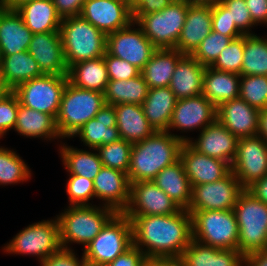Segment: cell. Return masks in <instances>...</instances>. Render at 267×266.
<instances>
[{
  "instance_id": "1",
  "label": "cell",
  "mask_w": 267,
  "mask_h": 266,
  "mask_svg": "<svg viewBox=\"0 0 267 266\" xmlns=\"http://www.w3.org/2000/svg\"><path fill=\"white\" fill-rule=\"evenodd\" d=\"M130 221L133 245L146 257L180 259L193 239L191 214L185 209L170 215L135 216Z\"/></svg>"
},
{
  "instance_id": "2",
  "label": "cell",
  "mask_w": 267,
  "mask_h": 266,
  "mask_svg": "<svg viewBox=\"0 0 267 266\" xmlns=\"http://www.w3.org/2000/svg\"><path fill=\"white\" fill-rule=\"evenodd\" d=\"M189 137L168 131H156L143 141L132 145L128 178L131 183L152 181L165 167L180 160V151Z\"/></svg>"
},
{
  "instance_id": "3",
  "label": "cell",
  "mask_w": 267,
  "mask_h": 266,
  "mask_svg": "<svg viewBox=\"0 0 267 266\" xmlns=\"http://www.w3.org/2000/svg\"><path fill=\"white\" fill-rule=\"evenodd\" d=\"M115 214L113 209L103 205L68 206L57 215L62 248L71 249L68 247L70 243L81 244L85 248Z\"/></svg>"
},
{
  "instance_id": "4",
  "label": "cell",
  "mask_w": 267,
  "mask_h": 266,
  "mask_svg": "<svg viewBox=\"0 0 267 266\" xmlns=\"http://www.w3.org/2000/svg\"><path fill=\"white\" fill-rule=\"evenodd\" d=\"M59 32L68 68L106 53L107 35L80 15L62 19Z\"/></svg>"
},
{
  "instance_id": "5",
  "label": "cell",
  "mask_w": 267,
  "mask_h": 266,
  "mask_svg": "<svg viewBox=\"0 0 267 266\" xmlns=\"http://www.w3.org/2000/svg\"><path fill=\"white\" fill-rule=\"evenodd\" d=\"M104 93L76 87L69 81L62 95L56 125L61 139L73 138L105 105Z\"/></svg>"
},
{
  "instance_id": "6",
  "label": "cell",
  "mask_w": 267,
  "mask_h": 266,
  "mask_svg": "<svg viewBox=\"0 0 267 266\" xmlns=\"http://www.w3.org/2000/svg\"><path fill=\"white\" fill-rule=\"evenodd\" d=\"M233 211L239 227L237 250L246 256L267 249V204L244 189Z\"/></svg>"
},
{
  "instance_id": "7",
  "label": "cell",
  "mask_w": 267,
  "mask_h": 266,
  "mask_svg": "<svg viewBox=\"0 0 267 266\" xmlns=\"http://www.w3.org/2000/svg\"><path fill=\"white\" fill-rule=\"evenodd\" d=\"M187 211L194 240L218 249L237 250L239 227L233 209Z\"/></svg>"
},
{
  "instance_id": "8",
  "label": "cell",
  "mask_w": 267,
  "mask_h": 266,
  "mask_svg": "<svg viewBox=\"0 0 267 266\" xmlns=\"http://www.w3.org/2000/svg\"><path fill=\"white\" fill-rule=\"evenodd\" d=\"M132 246L131 221L123 213H116L82 254L87 266H106Z\"/></svg>"
},
{
  "instance_id": "9",
  "label": "cell",
  "mask_w": 267,
  "mask_h": 266,
  "mask_svg": "<svg viewBox=\"0 0 267 266\" xmlns=\"http://www.w3.org/2000/svg\"><path fill=\"white\" fill-rule=\"evenodd\" d=\"M189 5L173 0L163 10L143 15L136 23L157 49L175 48Z\"/></svg>"
},
{
  "instance_id": "10",
  "label": "cell",
  "mask_w": 267,
  "mask_h": 266,
  "mask_svg": "<svg viewBox=\"0 0 267 266\" xmlns=\"http://www.w3.org/2000/svg\"><path fill=\"white\" fill-rule=\"evenodd\" d=\"M67 82V75L43 74L19 84L12 91L20 105L47 113L56 119Z\"/></svg>"
},
{
  "instance_id": "11",
  "label": "cell",
  "mask_w": 267,
  "mask_h": 266,
  "mask_svg": "<svg viewBox=\"0 0 267 266\" xmlns=\"http://www.w3.org/2000/svg\"><path fill=\"white\" fill-rule=\"evenodd\" d=\"M3 248L10 254L36 255L42 262L62 248L57 217L25 227Z\"/></svg>"
},
{
  "instance_id": "12",
  "label": "cell",
  "mask_w": 267,
  "mask_h": 266,
  "mask_svg": "<svg viewBox=\"0 0 267 266\" xmlns=\"http://www.w3.org/2000/svg\"><path fill=\"white\" fill-rule=\"evenodd\" d=\"M135 25L139 28L135 29ZM156 49L145 36L142 28L134 21L125 28L107 34L106 37L108 54L125 60L140 70L150 60Z\"/></svg>"
},
{
  "instance_id": "13",
  "label": "cell",
  "mask_w": 267,
  "mask_h": 266,
  "mask_svg": "<svg viewBox=\"0 0 267 266\" xmlns=\"http://www.w3.org/2000/svg\"><path fill=\"white\" fill-rule=\"evenodd\" d=\"M230 168L247 189L267 174V143L259 136L240 138Z\"/></svg>"
},
{
  "instance_id": "14",
  "label": "cell",
  "mask_w": 267,
  "mask_h": 266,
  "mask_svg": "<svg viewBox=\"0 0 267 266\" xmlns=\"http://www.w3.org/2000/svg\"><path fill=\"white\" fill-rule=\"evenodd\" d=\"M244 190L239 180L230 171L224 178L192 186V195L187 210H231Z\"/></svg>"
},
{
  "instance_id": "15",
  "label": "cell",
  "mask_w": 267,
  "mask_h": 266,
  "mask_svg": "<svg viewBox=\"0 0 267 266\" xmlns=\"http://www.w3.org/2000/svg\"><path fill=\"white\" fill-rule=\"evenodd\" d=\"M177 204L153 181L130 184L129 203L123 214L130 220L143 215H170L178 212Z\"/></svg>"
},
{
  "instance_id": "16",
  "label": "cell",
  "mask_w": 267,
  "mask_h": 266,
  "mask_svg": "<svg viewBox=\"0 0 267 266\" xmlns=\"http://www.w3.org/2000/svg\"><path fill=\"white\" fill-rule=\"evenodd\" d=\"M80 16L106 35L133 22L132 8L122 0H88Z\"/></svg>"
},
{
  "instance_id": "17",
  "label": "cell",
  "mask_w": 267,
  "mask_h": 266,
  "mask_svg": "<svg viewBox=\"0 0 267 266\" xmlns=\"http://www.w3.org/2000/svg\"><path fill=\"white\" fill-rule=\"evenodd\" d=\"M217 108L203 95L178 99L169 123L170 130H203L216 120Z\"/></svg>"
},
{
  "instance_id": "18",
  "label": "cell",
  "mask_w": 267,
  "mask_h": 266,
  "mask_svg": "<svg viewBox=\"0 0 267 266\" xmlns=\"http://www.w3.org/2000/svg\"><path fill=\"white\" fill-rule=\"evenodd\" d=\"M180 161L191 186L218 181L231 171L227 162L198 152L188 142L181 147Z\"/></svg>"
},
{
  "instance_id": "19",
  "label": "cell",
  "mask_w": 267,
  "mask_h": 266,
  "mask_svg": "<svg viewBox=\"0 0 267 266\" xmlns=\"http://www.w3.org/2000/svg\"><path fill=\"white\" fill-rule=\"evenodd\" d=\"M28 52L38 63L43 74H68L59 31L33 34Z\"/></svg>"
},
{
  "instance_id": "20",
  "label": "cell",
  "mask_w": 267,
  "mask_h": 266,
  "mask_svg": "<svg viewBox=\"0 0 267 266\" xmlns=\"http://www.w3.org/2000/svg\"><path fill=\"white\" fill-rule=\"evenodd\" d=\"M216 119L238 139L257 136L259 110L240 97L221 103Z\"/></svg>"
},
{
  "instance_id": "21",
  "label": "cell",
  "mask_w": 267,
  "mask_h": 266,
  "mask_svg": "<svg viewBox=\"0 0 267 266\" xmlns=\"http://www.w3.org/2000/svg\"><path fill=\"white\" fill-rule=\"evenodd\" d=\"M95 198L102 200L103 206L123 213L129 203L130 181L128 174L102 166L94 181Z\"/></svg>"
},
{
  "instance_id": "22",
  "label": "cell",
  "mask_w": 267,
  "mask_h": 266,
  "mask_svg": "<svg viewBox=\"0 0 267 266\" xmlns=\"http://www.w3.org/2000/svg\"><path fill=\"white\" fill-rule=\"evenodd\" d=\"M195 141L188 143L198 152L209 157L224 160L231 165L237 149L238 138L225 128L217 119L203 130Z\"/></svg>"
},
{
  "instance_id": "23",
  "label": "cell",
  "mask_w": 267,
  "mask_h": 266,
  "mask_svg": "<svg viewBox=\"0 0 267 266\" xmlns=\"http://www.w3.org/2000/svg\"><path fill=\"white\" fill-rule=\"evenodd\" d=\"M212 31V6L189 5L175 49L191 55Z\"/></svg>"
},
{
  "instance_id": "24",
  "label": "cell",
  "mask_w": 267,
  "mask_h": 266,
  "mask_svg": "<svg viewBox=\"0 0 267 266\" xmlns=\"http://www.w3.org/2000/svg\"><path fill=\"white\" fill-rule=\"evenodd\" d=\"M116 124L115 106L105 104L74 136L79 137L89 148L96 149L98 146L121 139Z\"/></svg>"
},
{
  "instance_id": "25",
  "label": "cell",
  "mask_w": 267,
  "mask_h": 266,
  "mask_svg": "<svg viewBox=\"0 0 267 266\" xmlns=\"http://www.w3.org/2000/svg\"><path fill=\"white\" fill-rule=\"evenodd\" d=\"M32 35L15 9L0 6V55L28 50Z\"/></svg>"
},
{
  "instance_id": "26",
  "label": "cell",
  "mask_w": 267,
  "mask_h": 266,
  "mask_svg": "<svg viewBox=\"0 0 267 266\" xmlns=\"http://www.w3.org/2000/svg\"><path fill=\"white\" fill-rule=\"evenodd\" d=\"M180 262L181 266H243L244 256L238 250L218 249L192 239Z\"/></svg>"
},
{
  "instance_id": "27",
  "label": "cell",
  "mask_w": 267,
  "mask_h": 266,
  "mask_svg": "<svg viewBox=\"0 0 267 266\" xmlns=\"http://www.w3.org/2000/svg\"><path fill=\"white\" fill-rule=\"evenodd\" d=\"M205 68L191 55H184L178 61L169 85L177 99L202 94Z\"/></svg>"
},
{
  "instance_id": "28",
  "label": "cell",
  "mask_w": 267,
  "mask_h": 266,
  "mask_svg": "<svg viewBox=\"0 0 267 266\" xmlns=\"http://www.w3.org/2000/svg\"><path fill=\"white\" fill-rule=\"evenodd\" d=\"M115 111L116 127L121 139L134 144L156 132L148 122L142 105L130 103L115 105Z\"/></svg>"
},
{
  "instance_id": "29",
  "label": "cell",
  "mask_w": 267,
  "mask_h": 266,
  "mask_svg": "<svg viewBox=\"0 0 267 266\" xmlns=\"http://www.w3.org/2000/svg\"><path fill=\"white\" fill-rule=\"evenodd\" d=\"M15 10L33 34L60 29L62 19L52 0H29L17 6Z\"/></svg>"
},
{
  "instance_id": "30",
  "label": "cell",
  "mask_w": 267,
  "mask_h": 266,
  "mask_svg": "<svg viewBox=\"0 0 267 266\" xmlns=\"http://www.w3.org/2000/svg\"><path fill=\"white\" fill-rule=\"evenodd\" d=\"M43 75L28 50L0 55V80L12 91L19 84Z\"/></svg>"
},
{
  "instance_id": "31",
  "label": "cell",
  "mask_w": 267,
  "mask_h": 266,
  "mask_svg": "<svg viewBox=\"0 0 267 266\" xmlns=\"http://www.w3.org/2000/svg\"><path fill=\"white\" fill-rule=\"evenodd\" d=\"M152 181L161 188L180 209L187 210L189 208L192 186L184 171L183 163L180 160L162 169Z\"/></svg>"
},
{
  "instance_id": "32",
  "label": "cell",
  "mask_w": 267,
  "mask_h": 266,
  "mask_svg": "<svg viewBox=\"0 0 267 266\" xmlns=\"http://www.w3.org/2000/svg\"><path fill=\"white\" fill-rule=\"evenodd\" d=\"M240 77L236 73L206 66L202 94L217 108L221 103L239 97Z\"/></svg>"
},
{
  "instance_id": "33",
  "label": "cell",
  "mask_w": 267,
  "mask_h": 266,
  "mask_svg": "<svg viewBox=\"0 0 267 266\" xmlns=\"http://www.w3.org/2000/svg\"><path fill=\"white\" fill-rule=\"evenodd\" d=\"M177 100L169 86L149 88L142 108L148 122L156 131L168 130Z\"/></svg>"
},
{
  "instance_id": "34",
  "label": "cell",
  "mask_w": 267,
  "mask_h": 266,
  "mask_svg": "<svg viewBox=\"0 0 267 266\" xmlns=\"http://www.w3.org/2000/svg\"><path fill=\"white\" fill-rule=\"evenodd\" d=\"M183 56L175 48L156 49L140 72L149 88L169 86L175 67Z\"/></svg>"
},
{
  "instance_id": "35",
  "label": "cell",
  "mask_w": 267,
  "mask_h": 266,
  "mask_svg": "<svg viewBox=\"0 0 267 266\" xmlns=\"http://www.w3.org/2000/svg\"><path fill=\"white\" fill-rule=\"evenodd\" d=\"M14 131L25 137H40L41 139L61 138L56 119L47 113H42L19 104Z\"/></svg>"
},
{
  "instance_id": "36",
  "label": "cell",
  "mask_w": 267,
  "mask_h": 266,
  "mask_svg": "<svg viewBox=\"0 0 267 266\" xmlns=\"http://www.w3.org/2000/svg\"><path fill=\"white\" fill-rule=\"evenodd\" d=\"M67 76L68 81L76 87L102 93L109 82L104 56L70 66Z\"/></svg>"
},
{
  "instance_id": "37",
  "label": "cell",
  "mask_w": 267,
  "mask_h": 266,
  "mask_svg": "<svg viewBox=\"0 0 267 266\" xmlns=\"http://www.w3.org/2000/svg\"><path fill=\"white\" fill-rule=\"evenodd\" d=\"M148 91L149 86L141 74L128 80H109L104 91L105 103L142 105Z\"/></svg>"
},
{
  "instance_id": "38",
  "label": "cell",
  "mask_w": 267,
  "mask_h": 266,
  "mask_svg": "<svg viewBox=\"0 0 267 266\" xmlns=\"http://www.w3.org/2000/svg\"><path fill=\"white\" fill-rule=\"evenodd\" d=\"M64 145L65 143L59 146L64 169L69 175H79L94 181L103 166L98 153Z\"/></svg>"
},
{
  "instance_id": "39",
  "label": "cell",
  "mask_w": 267,
  "mask_h": 266,
  "mask_svg": "<svg viewBox=\"0 0 267 266\" xmlns=\"http://www.w3.org/2000/svg\"><path fill=\"white\" fill-rule=\"evenodd\" d=\"M241 75L267 76V37L244 35Z\"/></svg>"
},
{
  "instance_id": "40",
  "label": "cell",
  "mask_w": 267,
  "mask_h": 266,
  "mask_svg": "<svg viewBox=\"0 0 267 266\" xmlns=\"http://www.w3.org/2000/svg\"><path fill=\"white\" fill-rule=\"evenodd\" d=\"M31 169L22 158L11 149L0 147V185H11L28 181Z\"/></svg>"
},
{
  "instance_id": "41",
  "label": "cell",
  "mask_w": 267,
  "mask_h": 266,
  "mask_svg": "<svg viewBox=\"0 0 267 266\" xmlns=\"http://www.w3.org/2000/svg\"><path fill=\"white\" fill-rule=\"evenodd\" d=\"M132 143L119 139L117 141L98 146L92 151L99 155L102 165L107 168L116 169L123 173L128 172L132 151Z\"/></svg>"
},
{
  "instance_id": "42",
  "label": "cell",
  "mask_w": 267,
  "mask_h": 266,
  "mask_svg": "<svg viewBox=\"0 0 267 266\" xmlns=\"http://www.w3.org/2000/svg\"><path fill=\"white\" fill-rule=\"evenodd\" d=\"M239 97L258 110L267 108V76L241 75Z\"/></svg>"
},
{
  "instance_id": "43",
  "label": "cell",
  "mask_w": 267,
  "mask_h": 266,
  "mask_svg": "<svg viewBox=\"0 0 267 266\" xmlns=\"http://www.w3.org/2000/svg\"><path fill=\"white\" fill-rule=\"evenodd\" d=\"M244 54V35L233 39L210 65L215 70L241 75Z\"/></svg>"
},
{
  "instance_id": "44",
  "label": "cell",
  "mask_w": 267,
  "mask_h": 266,
  "mask_svg": "<svg viewBox=\"0 0 267 266\" xmlns=\"http://www.w3.org/2000/svg\"><path fill=\"white\" fill-rule=\"evenodd\" d=\"M233 39L226 37L216 31H211L206 36L196 50L191 54L200 64L210 66L219 56L220 52L228 45Z\"/></svg>"
},
{
  "instance_id": "45",
  "label": "cell",
  "mask_w": 267,
  "mask_h": 266,
  "mask_svg": "<svg viewBox=\"0 0 267 266\" xmlns=\"http://www.w3.org/2000/svg\"><path fill=\"white\" fill-rule=\"evenodd\" d=\"M66 187L69 206L92 205L89 201L95 197L93 180L70 175Z\"/></svg>"
},
{
  "instance_id": "46",
  "label": "cell",
  "mask_w": 267,
  "mask_h": 266,
  "mask_svg": "<svg viewBox=\"0 0 267 266\" xmlns=\"http://www.w3.org/2000/svg\"><path fill=\"white\" fill-rule=\"evenodd\" d=\"M212 30L232 39L244 35L231 20L229 10L221 2L212 6Z\"/></svg>"
},
{
  "instance_id": "47",
  "label": "cell",
  "mask_w": 267,
  "mask_h": 266,
  "mask_svg": "<svg viewBox=\"0 0 267 266\" xmlns=\"http://www.w3.org/2000/svg\"><path fill=\"white\" fill-rule=\"evenodd\" d=\"M220 2L229 10L230 18L234 21L236 27L244 35H253L251 28L255 24L252 21L245 0H220Z\"/></svg>"
},
{
  "instance_id": "48",
  "label": "cell",
  "mask_w": 267,
  "mask_h": 266,
  "mask_svg": "<svg viewBox=\"0 0 267 266\" xmlns=\"http://www.w3.org/2000/svg\"><path fill=\"white\" fill-rule=\"evenodd\" d=\"M109 80H128L140 75L141 70L135 65L114 57L107 52L104 55Z\"/></svg>"
},
{
  "instance_id": "49",
  "label": "cell",
  "mask_w": 267,
  "mask_h": 266,
  "mask_svg": "<svg viewBox=\"0 0 267 266\" xmlns=\"http://www.w3.org/2000/svg\"><path fill=\"white\" fill-rule=\"evenodd\" d=\"M19 104L13 91L0 102V139L6 132L15 128Z\"/></svg>"
},
{
  "instance_id": "50",
  "label": "cell",
  "mask_w": 267,
  "mask_h": 266,
  "mask_svg": "<svg viewBox=\"0 0 267 266\" xmlns=\"http://www.w3.org/2000/svg\"><path fill=\"white\" fill-rule=\"evenodd\" d=\"M40 263V266H87L83 255L79 261L72 249L65 248H61Z\"/></svg>"
},
{
  "instance_id": "51",
  "label": "cell",
  "mask_w": 267,
  "mask_h": 266,
  "mask_svg": "<svg viewBox=\"0 0 267 266\" xmlns=\"http://www.w3.org/2000/svg\"><path fill=\"white\" fill-rule=\"evenodd\" d=\"M172 1L173 0H140L132 8L133 21L137 22L143 15L163 10Z\"/></svg>"
},
{
  "instance_id": "52",
  "label": "cell",
  "mask_w": 267,
  "mask_h": 266,
  "mask_svg": "<svg viewBox=\"0 0 267 266\" xmlns=\"http://www.w3.org/2000/svg\"><path fill=\"white\" fill-rule=\"evenodd\" d=\"M146 256L134 245L106 266H140Z\"/></svg>"
},
{
  "instance_id": "53",
  "label": "cell",
  "mask_w": 267,
  "mask_h": 266,
  "mask_svg": "<svg viewBox=\"0 0 267 266\" xmlns=\"http://www.w3.org/2000/svg\"><path fill=\"white\" fill-rule=\"evenodd\" d=\"M61 19L80 15L82 0H52Z\"/></svg>"
},
{
  "instance_id": "54",
  "label": "cell",
  "mask_w": 267,
  "mask_h": 266,
  "mask_svg": "<svg viewBox=\"0 0 267 266\" xmlns=\"http://www.w3.org/2000/svg\"><path fill=\"white\" fill-rule=\"evenodd\" d=\"M246 6L250 12L253 23L267 24V0H245Z\"/></svg>"
},
{
  "instance_id": "55",
  "label": "cell",
  "mask_w": 267,
  "mask_h": 266,
  "mask_svg": "<svg viewBox=\"0 0 267 266\" xmlns=\"http://www.w3.org/2000/svg\"><path fill=\"white\" fill-rule=\"evenodd\" d=\"M247 190L258 200L267 204V174L250 185Z\"/></svg>"
},
{
  "instance_id": "56",
  "label": "cell",
  "mask_w": 267,
  "mask_h": 266,
  "mask_svg": "<svg viewBox=\"0 0 267 266\" xmlns=\"http://www.w3.org/2000/svg\"><path fill=\"white\" fill-rule=\"evenodd\" d=\"M244 266H267V249L244 256Z\"/></svg>"
},
{
  "instance_id": "57",
  "label": "cell",
  "mask_w": 267,
  "mask_h": 266,
  "mask_svg": "<svg viewBox=\"0 0 267 266\" xmlns=\"http://www.w3.org/2000/svg\"><path fill=\"white\" fill-rule=\"evenodd\" d=\"M140 266H181L180 259L146 257Z\"/></svg>"
},
{
  "instance_id": "58",
  "label": "cell",
  "mask_w": 267,
  "mask_h": 266,
  "mask_svg": "<svg viewBox=\"0 0 267 266\" xmlns=\"http://www.w3.org/2000/svg\"><path fill=\"white\" fill-rule=\"evenodd\" d=\"M257 136L262 137L267 143V108L259 110V122Z\"/></svg>"
},
{
  "instance_id": "59",
  "label": "cell",
  "mask_w": 267,
  "mask_h": 266,
  "mask_svg": "<svg viewBox=\"0 0 267 266\" xmlns=\"http://www.w3.org/2000/svg\"><path fill=\"white\" fill-rule=\"evenodd\" d=\"M29 0H0V6L15 9L17 6Z\"/></svg>"
},
{
  "instance_id": "60",
  "label": "cell",
  "mask_w": 267,
  "mask_h": 266,
  "mask_svg": "<svg viewBox=\"0 0 267 266\" xmlns=\"http://www.w3.org/2000/svg\"><path fill=\"white\" fill-rule=\"evenodd\" d=\"M220 0H191V5L214 6Z\"/></svg>"
},
{
  "instance_id": "61",
  "label": "cell",
  "mask_w": 267,
  "mask_h": 266,
  "mask_svg": "<svg viewBox=\"0 0 267 266\" xmlns=\"http://www.w3.org/2000/svg\"><path fill=\"white\" fill-rule=\"evenodd\" d=\"M11 92V90L0 80V102Z\"/></svg>"
},
{
  "instance_id": "62",
  "label": "cell",
  "mask_w": 267,
  "mask_h": 266,
  "mask_svg": "<svg viewBox=\"0 0 267 266\" xmlns=\"http://www.w3.org/2000/svg\"><path fill=\"white\" fill-rule=\"evenodd\" d=\"M126 2L131 8H133L136 5V0H122Z\"/></svg>"
},
{
  "instance_id": "63",
  "label": "cell",
  "mask_w": 267,
  "mask_h": 266,
  "mask_svg": "<svg viewBox=\"0 0 267 266\" xmlns=\"http://www.w3.org/2000/svg\"><path fill=\"white\" fill-rule=\"evenodd\" d=\"M174 1H183V2H187L191 5V0H174Z\"/></svg>"
}]
</instances>
